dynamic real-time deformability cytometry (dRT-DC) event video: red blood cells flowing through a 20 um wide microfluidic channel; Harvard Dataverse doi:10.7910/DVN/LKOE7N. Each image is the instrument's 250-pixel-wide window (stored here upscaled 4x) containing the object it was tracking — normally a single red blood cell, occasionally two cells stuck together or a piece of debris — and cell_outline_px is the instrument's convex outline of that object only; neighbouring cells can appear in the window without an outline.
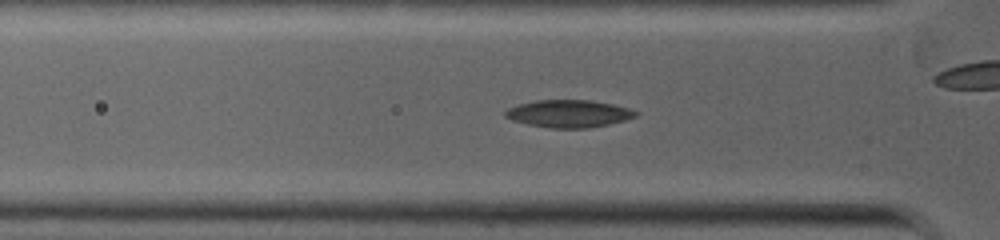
{"species": "common noctule bat (a hibernating species)", "species_latin": "Nyctalus noctula", "temperature_condition": "warm", "stored_images_in_passage": 33, "camera_frame_rate_fps": 5000, "um_per_image_px": 0.085, "animal": {"sex": "female", "body_mass_g": 19.0, "forearm_length_mm": 53.3}, "frame": {"image": 1, "passage_image": 6, "time_ms": 1.2, "image_size_px": [1000, 240], "cell_outline_px": [[640, 112], [636, 116], [624, 120], [608, 124], [588, 128], [552, 128], [528, 124], [512, 120], [504, 116], [504, 112], [508, 108], [520, 104], [536, 100], [588, 100], [612, 104], [628, 108]], "centroid_in_image_um": [48.34, 9.66], "position_along_channel_um": 77.5, "area_um2": 20.69}}
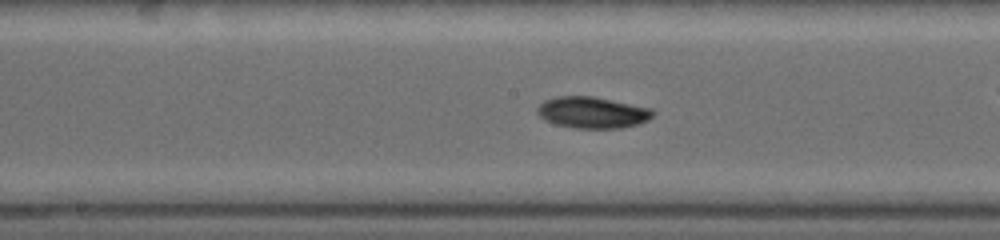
{"frame": {"image": 2, "passage_image": 19, "time_ms": 3.6, "image_size_px": [1000, 240], "cell_outline_px": [[656, 112], [648, 120], [640, 124], [620, 128], [576, 128], [556, 124], [544, 120], [536, 112], [536, 108], [544, 100], [556, 96], [592, 96], [652, 108]], "centroid_in_image_um": [50.36, 9.56], "position_along_channel_um": 197.8, "area_um2": 21.27}}
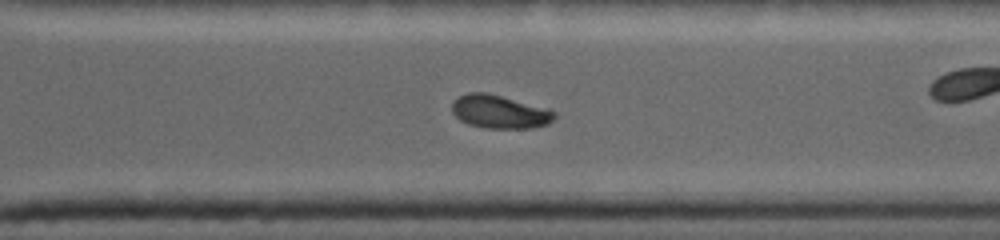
{"frame": {"image": 3, "passage_image": 31, "time_ms": 6.2, "image_size_px": [1000, 240], "cell_outline_px": [[556, 116], [548, 124], [532, 128], [484, 128], [468, 124], [460, 120], [452, 112], [452, 104], [460, 96], [468, 92], [488, 92], [548, 108], [556, 112]], "centroid_in_image_um": [42.49, 9.5], "position_along_channel_um": 328.1, "area_um2": 20.0}}